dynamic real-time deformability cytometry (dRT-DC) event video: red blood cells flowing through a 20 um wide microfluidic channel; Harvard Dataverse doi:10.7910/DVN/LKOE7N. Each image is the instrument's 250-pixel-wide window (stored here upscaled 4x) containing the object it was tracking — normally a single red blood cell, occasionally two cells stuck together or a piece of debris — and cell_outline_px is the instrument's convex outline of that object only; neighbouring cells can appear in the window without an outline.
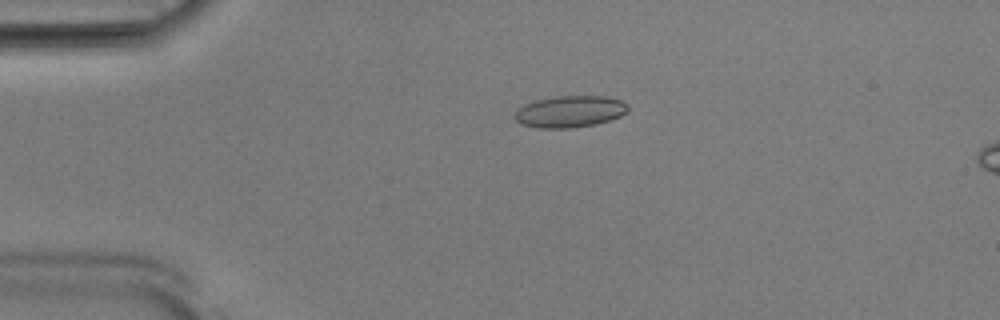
{"species": "Egyptian fruit bat (a non-hibernating species)", "species_latin": "Rousettus aegyptiacus", "temperature_condition": "room temperature", "stored_images_in_passage": 10, "camera_frame_rate_fps": 3000, "um_per_image_px": 0.085, "animal": {"sex": "male"}, "frame": {"image": 1, "passage_image": 5, "time_ms": 1.333, "image_size_px": [1000, 320], "cell_outline_px": [[628, 108], [620, 116], [596, 124], [568, 128], [540, 128], [520, 124], [512, 116], [524, 104], [536, 100], [556, 96], [608, 96], [620, 100], [628, 104]], "centroid_in_image_um": [48.42, 9.48], "position_along_channel_um": 36.6, "area_um2": 20.81}}